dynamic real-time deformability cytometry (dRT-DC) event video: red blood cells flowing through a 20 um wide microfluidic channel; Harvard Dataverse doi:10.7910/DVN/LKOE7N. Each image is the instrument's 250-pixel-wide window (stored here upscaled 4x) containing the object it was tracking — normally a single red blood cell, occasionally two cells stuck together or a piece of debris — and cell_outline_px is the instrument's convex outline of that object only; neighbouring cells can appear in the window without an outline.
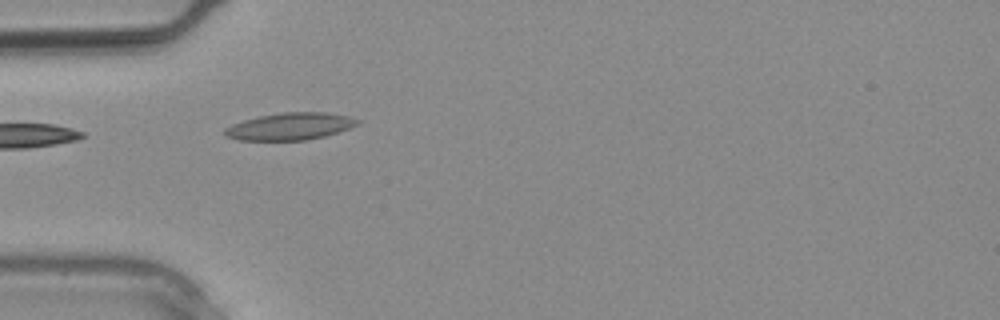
{"species": "common noctule bat (a hibernating species)", "species_latin": "Nyctalus noctula", "temperature_condition": "warm", "stored_images_in_passage": 4, "camera_frame_rate_fps": 3000, "um_per_image_px": 0.085, "animal": {"sex": "male", "body_mass_g": 20.4}, "frame": {"image": 1, "passage_image": 4, "time_ms": 1.0, "image_size_px": [1000, 320], "cell_outline_px": [[360, 124], [324, 136], [304, 140], [240, 140], [224, 136], [224, 128], [232, 124], [244, 120], [260, 116], [280, 112], [328, 112], [348, 116], [360, 120]], "centroid_in_image_um": [24.64, 10.73], "position_along_channel_um": 60.4, "area_um2": 20.92}}